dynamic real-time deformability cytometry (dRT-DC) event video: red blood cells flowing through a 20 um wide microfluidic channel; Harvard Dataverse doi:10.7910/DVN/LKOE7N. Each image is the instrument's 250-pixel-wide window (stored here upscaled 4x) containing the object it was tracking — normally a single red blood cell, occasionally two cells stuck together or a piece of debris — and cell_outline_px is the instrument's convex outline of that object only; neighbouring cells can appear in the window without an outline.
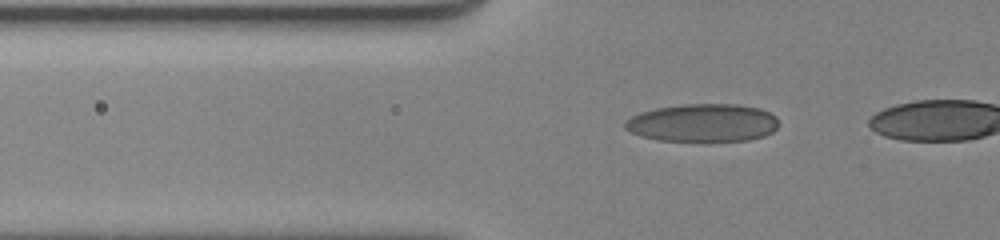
{"species": "human", "species_latin": "Homo sapiens", "temperature_condition": "cold", "stored_images_in_passage": 51, "camera_frame_rate_fps": 3000, "um_per_image_px": 0.085, "donor": {"sex": "female"}, "frame": {"image": 1, "passage_image": 19, "time_ms": 6.0, "image_size_px": [1000, 240], "cell_outline_px": [[780, 124], [772, 132], [764, 136], [748, 140], [704, 144], [700, 144], [656, 140], [640, 136], [624, 128], [624, 120], [640, 112], [656, 108], [684, 104], [736, 104], [760, 108], [776, 116]], "centroid_in_image_um": [59.74, 10.49], "position_along_channel_um": 66.1, "area_um2": 35.32}}
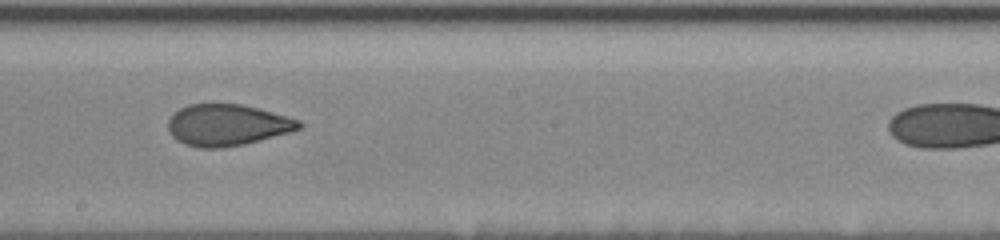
{"frame": {"image": 2, "passage_image": 34, "time_ms": 11.0, "image_size_px": [1000, 240], "cell_outline_px": [[304, 124], [300, 128], [288, 132], [244, 144], [220, 148], [200, 148], [184, 144], [176, 140], [172, 136], [168, 128], [168, 120], [180, 108], [188, 104], [208, 100], [240, 104], [288, 116], [300, 120]], "centroid_in_image_um": [19.27, 10.58], "position_along_channel_um": 228.9, "area_um2": 32.14}}
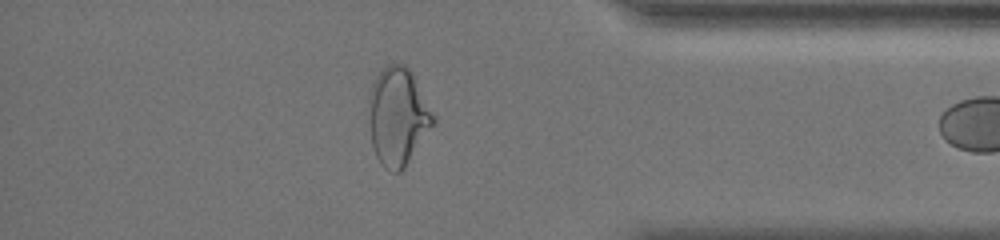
{"frame": {"image": 3, "passage_image": 50, "time_ms": 16.333, "image_size_px": [1000, 240], "cell_outline_px": [[436, 120], [404, 168], [400, 172], [392, 172], [384, 168], [380, 164], [376, 156], [372, 144], [368, 100], [368, 92], [376, 76], [388, 64], [404, 64], [412, 72]], "centroid_in_image_um": [33.79, 9.9], "position_along_channel_um": 401.4, "area_um2": 36.36}}